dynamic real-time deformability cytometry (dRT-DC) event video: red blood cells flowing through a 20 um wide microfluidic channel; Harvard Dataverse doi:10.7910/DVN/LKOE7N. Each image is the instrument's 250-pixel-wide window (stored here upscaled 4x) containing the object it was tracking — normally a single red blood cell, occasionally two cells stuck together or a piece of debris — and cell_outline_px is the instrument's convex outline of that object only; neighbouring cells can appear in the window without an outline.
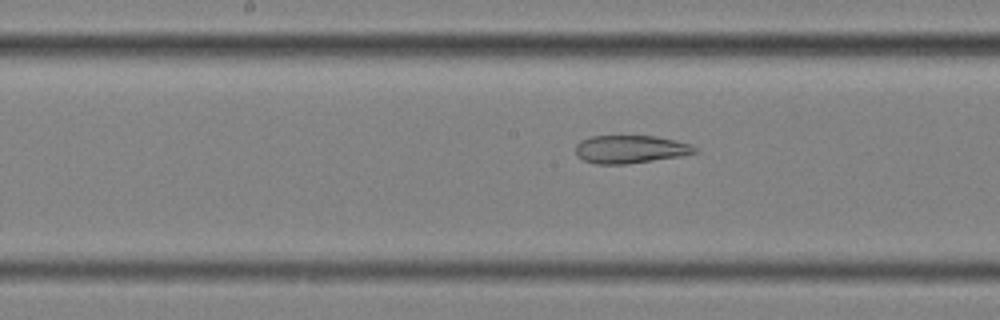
{"species": "common noctule bat (a hibernating species)", "species_latin": "Nyctalus noctula", "temperature_condition": "cold", "stored_images_in_passage": 51, "camera_frame_rate_fps": 3000, "um_per_image_px": 0.085, "animal": {"sex": "female", "body_mass_g": 25.1}, "frame": {"image": 1, "passage_image": 24, "time_ms": 7.667, "image_size_px": [1000, 320], "cell_outline_px": [[700, 152], [680, 156], [624, 164], [596, 164], [584, 160], [576, 156], [576, 144], [580, 140], [592, 136], [656, 136], [676, 140], [692, 144]], "centroid_in_image_um": [53.59, 12.68], "position_along_channel_um": 194.6, "area_um2": 19.48}}
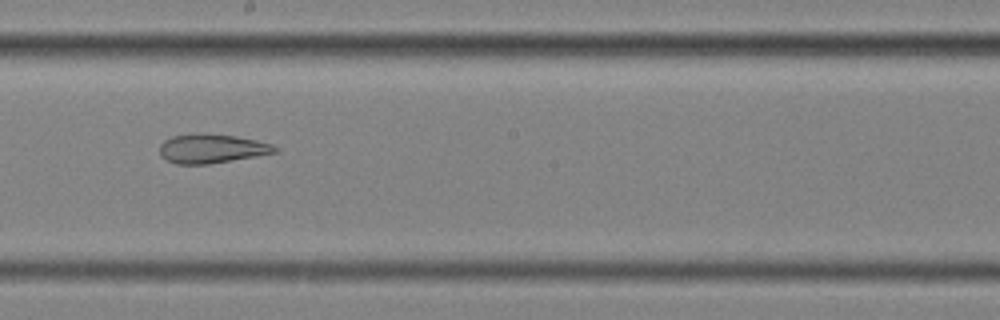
{"frame": {"image": 2, "passage_image": 27, "time_ms": 8.667, "image_size_px": [1000, 320], "cell_outline_px": [[280, 152], [208, 164], [176, 164], [160, 156], [160, 144], [164, 140], [172, 136], [200, 132], [236, 136], [256, 140], [272, 144], [280, 148]], "centroid_in_image_um": [18.02, 12.62], "position_along_channel_um": 230.2, "area_um2": 19.77}}
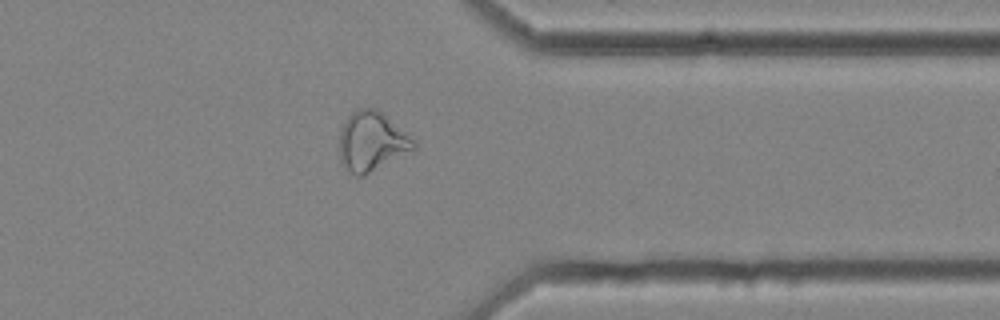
{"frame": {"image": 3, "passage_image": 40, "time_ms": 13.0, "image_size_px": [1000, 320], "cell_outline_px": [[416, 148], [364, 176], [356, 176], [344, 168], [340, 164], [340, 128], [348, 116], [352, 112], [360, 108], [376, 108], [384, 112], [416, 140]], "centroid_in_image_um": [31.6, 12.01], "position_along_channel_um": 379.8, "area_um2": 26.07}, "authors_computed_cell_mechanics": {"area_um2": 26.9348, "velocity_mm_per_s": 3.5632, "shape_relaxation_time_tau1_ms": null, "shape_relaxation_time_tau2_ms": 3.0421, "deformation_change_tau1": null, "deformation_change_tau2": 0.1214}}